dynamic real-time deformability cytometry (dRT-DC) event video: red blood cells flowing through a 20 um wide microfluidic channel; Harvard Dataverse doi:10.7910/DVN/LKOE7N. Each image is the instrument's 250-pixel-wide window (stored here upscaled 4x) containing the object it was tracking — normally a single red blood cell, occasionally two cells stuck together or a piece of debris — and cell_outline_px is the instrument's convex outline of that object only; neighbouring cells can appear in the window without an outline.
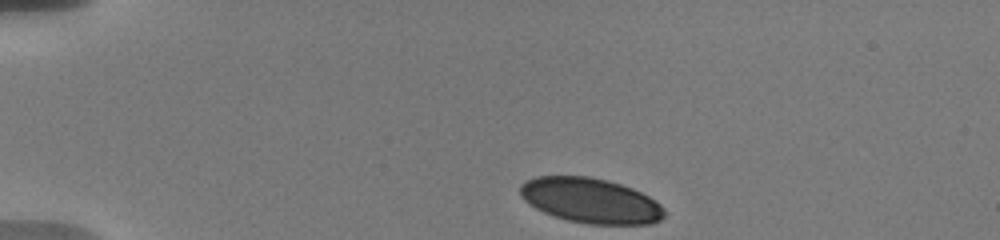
{"species": "human", "species_latin": "Homo sapiens", "temperature_condition": "warm", "stored_images_in_passage": 17, "camera_frame_rate_fps": 3000, "um_per_image_px": 0.085, "donor": {"sex": "male"}, "frame": {"image": 1, "passage_image": 1, "time_ms": 0.0, "image_size_px": [1000, 240], "cell_outline_px": [[664, 216], [660, 220], [652, 224], [588, 224], [568, 220], [552, 216], [528, 204], [520, 196], [520, 184], [536, 176], [588, 176], [608, 180], [632, 188], [648, 196], [660, 204], [664, 208]], "centroid_in_image_um": [50.18, 17.05], "position_along_channel_um": 34.8, "area_um2": 37.92}}
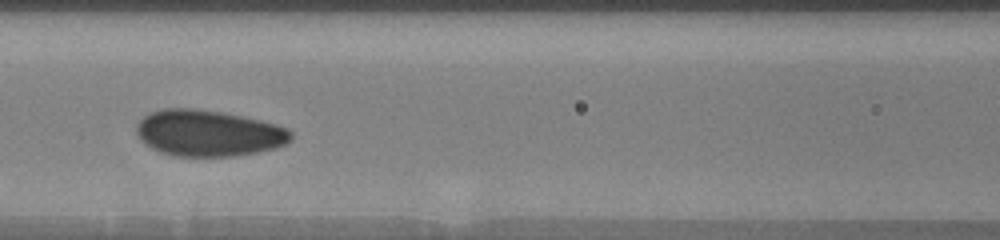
{"frame": {"image": 2, "passage_image": 15, "time_ms": 5.0, "image_size_px": [1000, 240], "cell_outline_px": [[292, 140], [288, 144], [276, 148], [236, 156], [176, 156], [160, 152], [152, 148], [140, 140], [136, 132], [136, 124], [148, 112], [160, 108], [196, 108], [244, 116], [276, 124], [288, 128], [292, 132]], "centroid_in_image_um": [17.72, 11.31], "position_along_channel_um": 148.9, "area_um2": 42.08}}
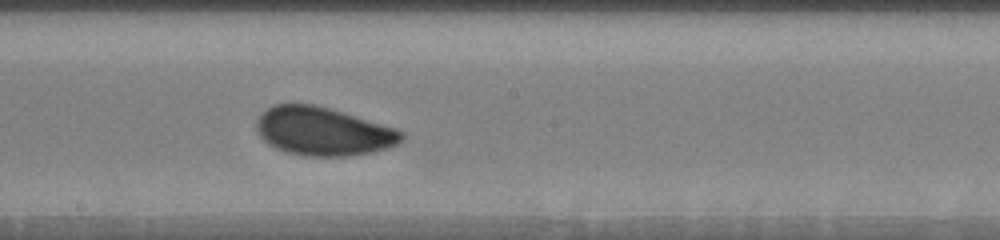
{"frame": {"image": 3, "passage_image": 17, "time_ms": 7.0, "image_size_px": [1000, 240], "cell_outline_px": [[404, 140], [388, 148], [372, 152], [348, 156], [304, 156], [284, 152], [268, 144], [256, 132], [256, 120], [272, 104], [312, 104], [328, 108], [396, 128], [404, 132]], "centroid_in_image_um": [27.45, 11.18], "position_along_channel_um": 220.7, "area_um2": 40.86}}